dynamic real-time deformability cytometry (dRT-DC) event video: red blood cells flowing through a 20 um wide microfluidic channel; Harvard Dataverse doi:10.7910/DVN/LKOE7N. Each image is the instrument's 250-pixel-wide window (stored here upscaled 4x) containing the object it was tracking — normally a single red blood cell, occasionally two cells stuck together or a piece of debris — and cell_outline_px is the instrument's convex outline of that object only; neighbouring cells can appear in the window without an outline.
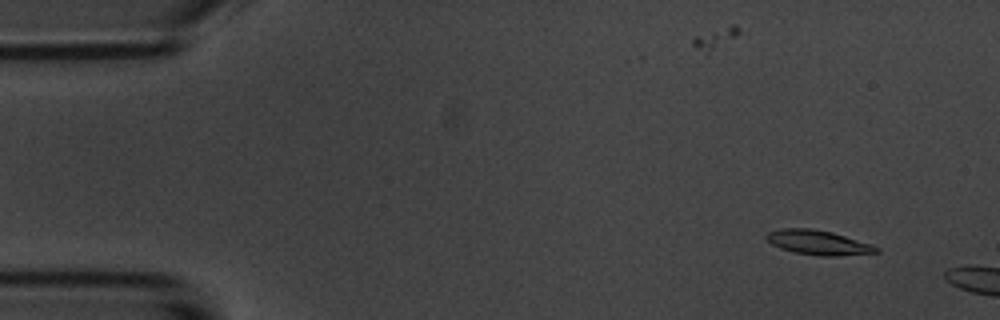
{"species": "common noctule bat (a hibernating species)", "species_latin": "Nyctalus noctula", "temperature_condition": "room temperature", "stored_images_in_passage": 4, "camera_frame_rate_fps": 3000, "um_per_image_px": 0.085, "animal": {"sex": "male", "body_mass_g": 20.1, "forearm_length_mm": 53.5}, "frame": {"image": 1, "passage_image": 2, "time_ms": 1.333, "image_size_px": [1000, 320], "cell_outline_px": [[880, 252], [836, 256], [820, 256], [792, 252], [780, 248], [772, 244], [764, 236], [768, 232], [780, 228], [812, 228], [832, 232], [872, 244], [880, 248]], "centroid_in_image_um": [69.55, 20.61], "position_along_channel_um": 15.5, "area_um2": 15.84}}